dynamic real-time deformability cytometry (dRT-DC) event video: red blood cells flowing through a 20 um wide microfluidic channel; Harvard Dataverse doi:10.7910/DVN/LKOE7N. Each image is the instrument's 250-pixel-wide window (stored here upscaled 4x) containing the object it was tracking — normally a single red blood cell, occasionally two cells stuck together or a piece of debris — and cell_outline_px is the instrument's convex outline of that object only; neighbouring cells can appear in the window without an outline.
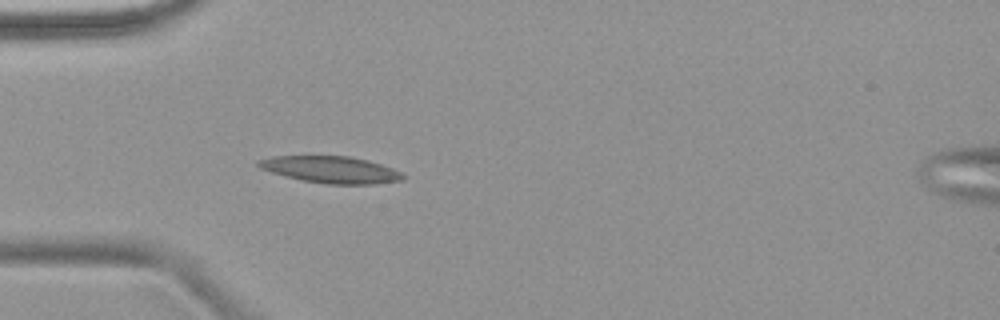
{"species": "common noctule bat (a hibernating species)", "species_latin": "Nyctalus noctula", "temperature_condition": "warm", "stored_images_in_passage": 3, "camera_frame_rate_fps": 3000, "um_per_image_px": 0.085, "animal": {"sex": "female", "body_mass_g": 18.4}, "frame": {"image": 1, "passage_image": 3, "time_ms": 2.333, "image_size_px": [1000, 320], "cell_outline_px": [[404, 180], [376, 184], [328, 184], [300, 180], [272, 172], [260, 168], [256, 164], [256, 160], [272, 156], [348, 156], [368, 160], [392, 168], [400, 172], [404, 176]], "centroid_in_image_um": [28.11, 14.42], "position_along_channel_um": 56.9, "area_um2": 22.54}}